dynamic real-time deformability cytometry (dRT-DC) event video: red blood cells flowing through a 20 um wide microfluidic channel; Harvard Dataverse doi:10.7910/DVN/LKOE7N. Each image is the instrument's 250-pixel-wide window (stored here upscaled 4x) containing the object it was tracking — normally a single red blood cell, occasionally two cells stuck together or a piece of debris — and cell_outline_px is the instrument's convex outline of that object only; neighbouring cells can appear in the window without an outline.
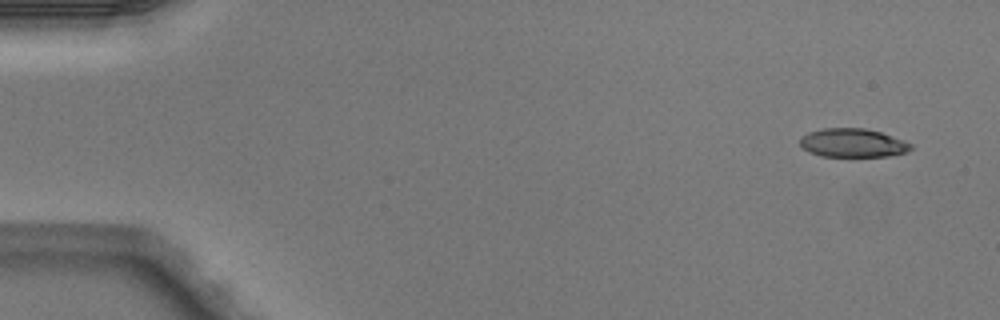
{"species": "Egyptian fruit bat (a non-hibernating species)", "species_latin": "Rousettus aegyptiacus", "temperature_condition": "warm", "stored_images_in_passage": 3, "camera_frame_rate_fps": 3000, "um_per_image_px": 0.085, "animal": {"sex": "male"}, "frame": {"image": 1, "passage_image": 1, "time_ms": 0.0, "image_size_px": [1000, 320], "cell_outline_px": [[912, 148], [908, 152], [888, 156], [820, 156], [808, 152], [800, 144], [800, 136], [808, 132], [824, 128], [864, 128], [880, 132], [904, 140], [912, 144]], "centroid_in_image_um": [72.48, 12.15], "position_along_channel_um": 12.5, "area_um2": 18.55}}